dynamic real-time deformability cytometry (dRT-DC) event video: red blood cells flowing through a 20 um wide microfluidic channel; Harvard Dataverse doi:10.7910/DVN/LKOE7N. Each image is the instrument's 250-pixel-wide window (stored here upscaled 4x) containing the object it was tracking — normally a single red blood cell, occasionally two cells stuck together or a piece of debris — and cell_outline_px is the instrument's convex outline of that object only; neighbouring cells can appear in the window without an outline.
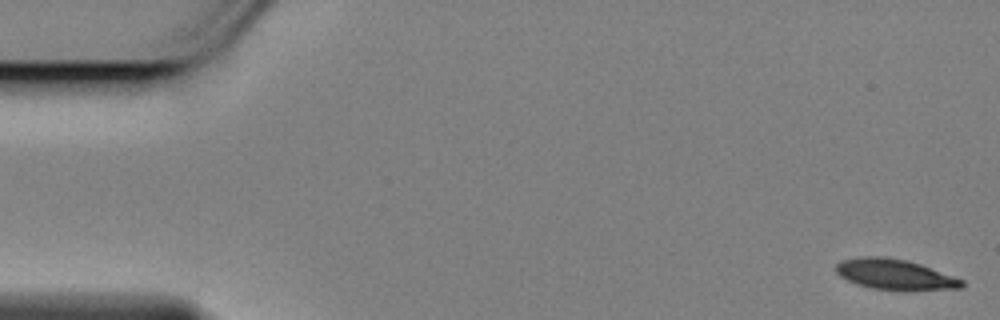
{"species": "Egyptian fruit bat (a non-hibernating species)", "species_latin": "Rousettus aegyptiacus", "temperature_condition": "cold", "stored_images_in_passage": 57, "camera_frame_rate_fps": 3000, "um_per_image_px": 0.085, "animal": {"sex": "female"}, "frame": {"image": 1, "passage_image": 1, "time_ms": 0.0, "image_size_px": [1000, 320], "cell_outline_px": [[964, 284], [960, 288], [872, 288], [856, 284], [840, 276], [836, 272], [836, 264], [840, 260], [860, 256], [880, 256], [904, 260], [920, 264], [964, 280]], "centroid_in_image_um": [75.97, 23.28], "position_along_channel_um": 9.0, "area_um2": 21.39}}
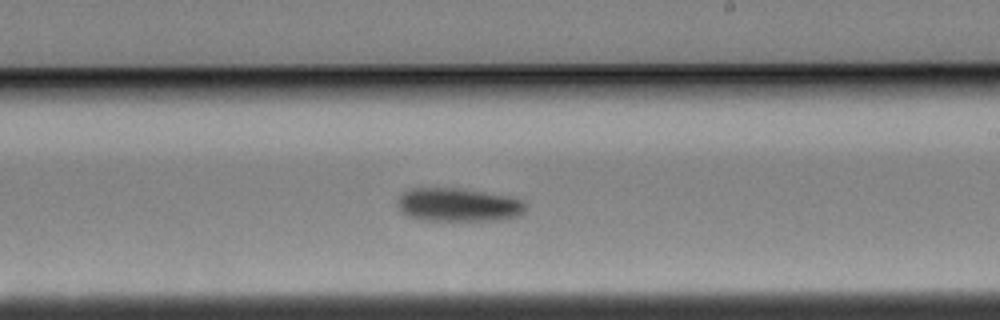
{"frame": {"image": 2, "passage_image": 33, "time_ms": 10.667, "image_size_px": [1000, 320], "cell_outline_px": [[528, 208], [520, 216], [500, 220], [420, 220], [408, 216], [400, 212], [396, 204], [400, 196], [404, 192], [412, 188], [456, 188], [516, 196], [524, 200], [528, 204]], "centroid_in_image_um": [39.03, 17.41], "position_along_channel_um": 250.0, "area_um2": 25.55}}
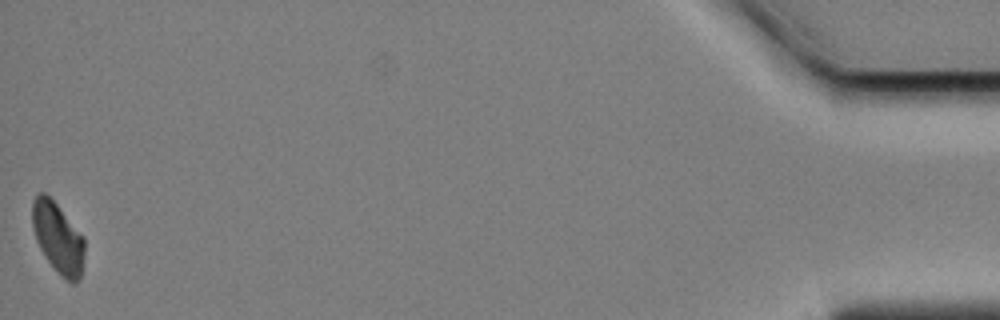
{"frame": {"image": 3, "passage_image": 57, "time_ms": 18.667, "image_size_px": [1000, 320], "cell_outline_px": [[84, 256], [80, 276], [72, 284], [60, 276], [48, 260], [40, 248], [36, 240], [32, 228], [32, 200], [40, 192], [44, 192], [56, 204], [84, 236]], "centroid_in_image_um": [4.91, 20.21], "position_along_channel_um": 430.3, "area_um2": 21.33}, "authors_computed_cell_mechanics": {"area_um2": 23.8714, "velocity_mm_per_s": 3.4363, "shape_relaxation_time_tau1_ms": 3.2071, "shape_relaxation_time_tau2_ms": null, "deformation_change_tau1": 0.1039, "deformation_change_tau2": null}}